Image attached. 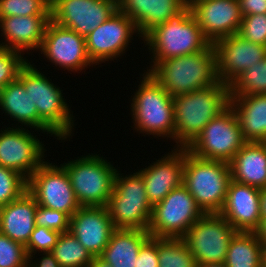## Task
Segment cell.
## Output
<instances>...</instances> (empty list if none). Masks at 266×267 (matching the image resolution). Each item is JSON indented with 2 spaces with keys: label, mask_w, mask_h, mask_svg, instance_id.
Segmentation results:
<instances>
[{
  "label": "cell",
  "mask_w": 266,
  "mask_h": 267,
  "mask_svg": "<svg viewBox=\"0 0 266 267\" xmlns=\"http://www.w3.org/2000/svg\"><path fill=\"white\" fill-rule=\"evenodd\" d=\"M27 191L38 205L64 212L69 217L81 207L61 164L45 161L27 180Z\"/></svg>",
  "instance_id": "7c38bea8"
},
{
  "label": "cell",
  "mask_w": 266,
  "mask_h": 267,
  "mask_svg": "<svg viewBox=\"0 0 266 267\" xmlns=\"http://www.w3.org/2000/svg\"><path fill=\"white\" fill-rule=\"evenodd\" d=\"M237 231L219 213L203 214L182 237L197 264L225 262Z\"/></svg>",
  "instance_id": "8fae6325"
},
{
  "label": "cell",
  "mask_w": 266,
  "mask_h": 267,
  "mask_svg": "<svg viewBox=\"0 0 266 267\" xmlns=\"http://www.w3.org/2000/svg\"><path fill=\"white\" fill-rule=\"evenodd\" d=\"M39 51L47 61L68 72L80 73L89 67H95L87 54L86 38L51 20L46 26Z\"/></svg>",
  "instance_id": "9a60e30c"
},
{
  "label": "cell",
  "mask_w": 266,
  "mask_h": 267,
  "mask_svg": "<svg viewBox=\"0 0 266 267\" xmlns=\"http://www.w3.org/2000/svg\"><path fill=\"white\" fill-rule=\"evenodd\" d=\"M260 213L261 218H266V188L260 189Z\"/></svg>",
  "instance_id": "ee69618b"
},
{
  "label": "cell",
  "mask_w": 266,
  "mask_h": 267,
  "mask_svg": "<svg viewBox=\"0 0 266 267\" xmlns=\"http://www.w3.org/2000/svg\"><path fill=\"white\" fill-rule=\"evenodd\" d=\"M118 171L114 190L106 208L115 229L146 230L152 214V205L147 199L142 175L134 173L122 175Z\"/></svg>",
  "instance_id": "ba28073f"
},
{
  "label": "cell",
  "mask_w": 266,
  "mask_h": 267,
  "mask_svg": "<svg viewBox=\"0 0 266 267\" xmlns=\"http://www.w3.org/2000/svg\"><path fill=\"white\" fill-rule=\"evenodd\" d=\"M50 15L0 17L1 48L17 50L26 54L41 48ZM29 51V52H28Z\"/></svg>",
  "instance_id": "7402d4cb"
},
{
  "label": "cell",
  "mask_w": 266,
  "mask_h": 267,
  "mask_svg": "<svg viewBox=\"0 0 266 267\" xmlns=\"http://www.w3.org/2000/svg\"><path fill=\"white\" fill-rule=\"evenodd\" d=\"M51 0H0V17L50 15Z\"/></svg>",
  "instance_id": "d6a6232c"
},
{
  "label": "cell",
  "mask_w": 266,
  "mask_h": 267,
  "mask_svg": "<svg viewBox=\"0 0 266 267\" xmlns=\"http://www.w3.org/2000/svg\"><path fill=\"white\" fill-rule=\"evenodd\" d=\"M262 265H266V242H262Z\"/></svg>",
  "instance_id": "7dc6e473"
},
{
  "label": "cell",
  "mask_w": 266,
  "mask_h": 267,
  "mask_svg": "<svg viewBox=\"0 0 266 267\" xmlns=\"http://www.w3.org/2000/svg\"><path fill=\"white\" fill-rule=\"evenodd\" d=\"M67 171L80 206H106L119 169L103 155L89 153L61 164Z\"/></svg>",
  "instance_id": "52a82bcc"
},
{
  "label": "cell",
  "mask_w": 266,
  "mask_h": 267,
  "mask_svg": "<svg viewBox=\"0 0 266 267\" xmlns=\"http://www.w3.org/2000/svg\"><path fill=\"white\" fill-rule=\"evenodd\" d=\"M118 9L134 22L140 39L179 12L188 0H118Z\"/></svg>",
  "instance_id": "cb8c5ba5"
},
{
  "label": "cell",
  "mask_w": 266,
  "mask_h": 267,
  "mask_svg": "<svg viewBox=\"0 0 266 267\" xmlns=\"http://www.w3.org/2000/svg\"><path fill=\"white\" fill-rule=\"evenodd\" d=\"M188 4L211 44L238 33L243 18L238 0H188Z\"/></svg>",
  "instance_id": "ac0fdd59"
},
{
  "label": "cell",
  "mask_w": 266,
  "mask_h": 267,
  "mask_svg": "<svg viewBox=\"0 0 266 267\" xmlns=\"http://www.w3.org/2000/svg\"><path fill=\"white\" fill-rule=\"evenodd\" d=\"M260 189L230 180L221 214L237 232H255L261 220Z\"/></svg>",
  "instance_id": "44dd1931"
},
{
  "label": "cell",
  "mask_w": 266,
  "mask_h": 267,
  "mask_svg": "<svg viewBox=\"0 0 266 267\" xmlns=\"http://www.w3.org/2000/svg\"><path fill=\"white\" fill-rule=\"evenodd\" d=\"M231 179L258 189L266 188V145L246 142L229 162Z\"/></svg>",
  "instance_id": "484cf974"
},
{
  "label": "cell",
  "mask_w": 266,
  "mask_h": 267,
  "mask_svg": "<svg viewBox=\"0 0 266 267\" xmlns=\"http://www.w3.org/2000/svg\"><path fill=\"white\" fill-rule=\"evenodd\" d=\"M138 172L142 175L147 199L152 207L160 203L173 189L183 184L184 148L173 147L170 152Z\"/></svg>",
  "instance_id": "d6986e66"
},
{
  "label": "cell",
  "mask_w": 266,
  "mask_h": 267,
  "mask_svg": "<svg viewBox=\"0 0 266 267\" xmlns=\"http://www.w3.org/2000/svg\"><path fill=\"white\" fill-rule=\"evenodd\" d=\"M88 267H112V266L99 256V257H94Z\"/></svg>",
  "instance_id": "f6af8a7d"
},
{
  "label": "cell",
  "mask_w": 266,
  "mask_h": 267,
  "mask_svg": "<svg viewBox=\"0 0 266 267\" xmlns=\"http://www.w3.org/2000/svg\"><path fill=\"white\" fill-rule=\"evenodd\" d=\"M26 127L0 130V165L21 174L26 180L46 161L44 143Z\"/></svg>",
  "instance_id": "5bb4252c"
},
{
  "label": "cell",
  "mask_w": 266,
  "mask_h": 267,
  "mask_svg": "<svg viewBox=\"0 0 266 267\" xmlns=\"http://www.w3.org/2000/svg\"><path fill=\"white\" fill-rule=\"evenodd\" d=\"M41 258H28V263L32 267H60V264L55 259L53 253L49 252H41Z\"/></svg>",
  "instance_id": "b9f144b4"
},
{
  "label": "cell",
  "mask_w": 266,
  "mask_h": 267,
  "mask_svg": "<svg viewBox=\"0 0 266 267\" xmlns=\"http://www.w3.org/2000/svg\"><path fill=\"white\" fill-rule=\"evenodd\" d=\"M196 267H226L225 262L196 264Z\"/></svg>",
  "instance_id": "bcb514c9"
},
{
  "label": "cell",
  "mask_w": 266,
  "mask_h": 267,
  "mask_svg": "<svg viewBox=\"0 0 266 267\" xmlns=\"http://www.w3.org/2000/svg\"><path fill=\"white\" fill-rule=\"evenodd\" d=\"M139 83L130 103L133 130L175 142L173 96L146 71L140 75Z\"/></svg>",
  "instance_id": "277c9868"
},
{
  "label": "cell",
  "mask_w": 266,
  "mask_h": 267,
  "mask_svg": "<svg viewBox=\"0 0 266 267\" xmlns=\"http://www.w3.org/2000/svg\"><path fill=\"white\" fill-rule=\"evenodd\" d=\"M35 223L36 226L47 227L48 229L63 233L69 231L70 217L64 212L38 205Z\"/></svg>",
  "instance_id": "f35d334b"
},
{
  "label": "cell",
  "mask_w": 266,
  "mask_h": 267,
  "mask_svg": "<svg viewBox=\"0 0 266 267\" xmlns=\"http://www.w3.org/2000/svg\"><path fill=\"white\" fill-rule=\"evenodd\" d=\"M135 34L140 37L134 22L118 9L85 37L91 62L96 66L122 57Z\"/></svg>",
  "instance_id": "4fadbf2b"
},
{
  "label": "cell",
  "mask_w": 266,
  "mask_h": 267,
  "mask_svg": "<svg viewBox=\"0 0 266 267\" xmlns=\"http://www.w3.org/2000/svg\"><path fill=\"white\" fill-rule=\"evenodd\" d=\"M29 60L19 72L18 79L36 105L38 116L64 141L73 136L74 119L71 107L64 98L61 87ZM74 117V118H73Z\"/></svg>",
  "instance_id": "5b68a950"
},
{
  "label": "cell",
  "mask_w": 266,
  "mask_h": 267,
  "mask_svg": "<svg viewBox=\"0 0 266 267\" xmlns=\"http://www.w3.org/2000/svg\"><path fill=\"white\" fill-rule=\"evenodd\" d=\"M25 247L0 232V267H26Z\"/></svg>",
  "instance_id": "d590c367"
},
{
  "label": "cell",
  "mask_w": 266,
  "mask_h": 267,
  "mask_svg": "<svg viewBox=\"0 0 266 267\" xmlns=\"http://www.w3.org/2000/svg\"><path fill=\"white\" fill-rule=\"evenodd\" d=\"M148 73L173 97L210 87L219 81L213 44L194 54L157 62Z\"/></svg>",
  "instance_id": "3957f363"
},
{
  "label": "cell",
  "mask_w": 266,
  "mask_h": 267,
  "mask_svg": "<svg viewBox=\"0 0 266 267\" xmlns=\"http://www.w3.org/2000/svg\"><path fill=\"white\" fill-rule=\"evenodd\" d=\"M230 180L228 162L202 159L184 148L183 185L204 214L220 213Z\"/></svg>",
  "instance_id": "8992f818"
},
{
  "label": "cell",
  "mask_w": 266,
  "mask_h": 267,
  "mask_svg": "<svg viewBox=\"0 0 266 267\" xmlns=\"http://www.w3.org/2000/svg\"><path fill=\"white\" fill-rule=\"evenodd\" d=\"M150 237L146 230L115 229L100 257L112 267H135L139 250Z\"/></svg>",
  "instance_id": "83f0119b"
},
{
  "label": "cell",
  "mask_w": 266,
  "mask_h": 267,
  "mask_svg": "<svg viewBox=\"0 0 266 267\" xmlns=\"http://www.w3.org/2000/svg\"><path fill=\"white\" fill-rule=\"evenodd\" d=\"M159 267H196V261L182 238H158Z\"/></svg>",
  "instance_id": "4dcf8cb0"
},
{
  "label": "cell",
  "mask_w": 266,
  "mask_h": 267,
  "mask_svg": "<svg viewBox=\"0 0 266 267\" xmlns=\"http://www.w3.org/2000/svg\"><path fill=\"white\" fill-rule=\"evenodd\" d=\"M61 233L43 226H35L25 246L28 258H36L35 254L52 251Z\"/></svg>",
  "instance_id": "74e56055"
},
{
  "label": "cell",
  "mask_w": 266,
  "mask_h": 267,
  "mask_svg": "<svg viewBox=\"0 0 266 267\" xmlns=\"http://www.w3.org/2000/svg\"><path fill=\"white\" fill-rule=\"evenodd\" d=\"M243 16L266 13V0H238Z\"/></svg>",
  "instance_id": "60d3db41"
},
{
  "label": "cell",
  "mask_w": 266,
  "mask_h": 267,
  "mask_svg": "<svg viewBox=\"0 0 266 267\" xmlns=\"http://www.w3.org/2000/svg\"><path fill=\"white\" fill-rule=\"evenodd\" d=\"M203 214L182 184L152 207L148 232L151 237L182 238Z\"/></svg>",
  "instance_id": "30bf717a"
},
{
  "label": "cell",
  "mask_w": 266,
  "mask_h": 267,
  "mask_svg": "<svg viewBox=\"0 0 266 267\" xmlns=\"http://www.w3.org/2000/svg\"><path fill=\"white\" fill-rule=\"evenodd\" d=\"M37 206L27 190L18 199L1 206L0 232L25 247L36 226Z\"/></svg>",
  "instance_id": "d4e9b609"
},
{
  "label": "cell",
  "mask_w": 266,
  "mask_h": 267,
  "mask_svg": "<svg viewBox=\"0 0 266 267\" xmlns=\"http://www.w3.org/2000/svg\"><path fill=\"white\" fill-rule=\"evenodd\" d=\"M143 42L151 55L148 72L157 62L190 55L207 49L211 42L205 37L187 3L179 12L171 16L167 22L151 30ZM152 53V54H151Z\"/></svg>",
  "instance_id": "7a4b0ae2"
},
{
  "label": "cell",
  "mask_w": 266,
  "mask_h": 267,
  "mask_svg": "<svg viewBox=\"0 0 266 267\" xmlns=\"http://www.w3.org/2000/svg\"><path fill=\"white\" fill-rule=\"evenodd\" d=\"M229 105L247 142L266 141V94L230 96Z\"/></svg>",
  "instance_id": "4316f807"
},
{
  "label": "cell",
  "mask_w": 266,
  "mask_h": 267,
  "mask_svg": "<svg viewBox=\"0 0 266 267\" xmlns=\"http://www.w3.org/2000/svg\"><path fill=\"white\" fill-rule=\"evenodd\" d=\"M230 96L266 94V57L245 70L229 85Z\"/></svg>",
  "instance_id": "1f68e13d"
},
{
  "label": "cell",
  "mask_w": 266,
  "mask_h": 267,
  "mask_svg": "<svg viewBox=\"0 0 266 267\" xmlns=\"http://www.w3.org/2000/svg\"><path fill=\"white\" fill-rule=\"evenodd\" d=\"M115 230L106 206H81L71 217L69 231L93 257H99Z\"/></svg>",
  "instance_id": "ffe728a7"
},
{
  "label": "cell",
  "mask_w": 266,
  "mask_h": 267,
  "mask_svg": "<svg viewBox=\"0 0 266 267\" xmlns=\"http://www.w3.org/2000/svg\"><path fill=\"white\" fill-rule=\"evenodd\" d=\"M27 190V180L18 172L0 165V207L18 199Z\"/></svg>",
  "instance_id": "836d02e7"
},
{
  "label": "cell",
  "mask_w": 266,
  "mask_h": 267,
  "mask_svg": "<svg viewBox=\"0 0 266 267\" xmlns=\"http://www.w3.org/2000/svg\"><path fill=\"white\" fill-rule=\"evenodd\" d=\"M226 267H263L262 242L254 232H237L230 240Z\"/></svg>",
  "instance_id": "f1b7e54d"
},
{
  "label": "cell",
  "mask_w": 266,
  "mask_h": 267,
  "mask_svg": "<svg viewBox=\"0 0 266 267\" xmlns=\"http://www.w3.org/2000/svg\"><path fill=\"white\" fill-rule=\"evenodd\" d=\"M135 267H159L157 237H150L142 245Z\"/></svg>",
  "instance_id": "ab89813d"
},
{
  "label": "cell",
  "mask_w": 266,
  "mask_h": 267,
  "mask_svg": "<svg viewBox=\"0 0 266 267\" xmlns=\"http://www.w3.org/2000/svg\"><path fill=\"white\" fill-rule=\"evenodd\" d=\"M25 53L0 47V90L18 78L22 67L28 62Z\"/></svg>",
  "instance_id": "e575fe53"
},
{
  "label": "cell",
  "mask_w": 266,
  "mask_h": 267,
  "mask_svg": "<svg viewBox=\"0 0 266 267\" xmlns=\"http://www.w3.org/2000/svg\"><path fill=\"white\" fill-rule=\"evenodd\" d=\"M51 252L60 267H88L94 258L70 231L59 235Z\"/></svg>",
  "instance_id": "f546056e"
},
{
  "label": "cell",
  "mask_w": 266,
  "mask_h": 267,
  "mask_svg": "<svg viewBox=\"0 0 266 267\" xmlns=\"http://www.w3.org/2000/svg\"><path fill=\"white\" fill-rule=\"evenodd\" d=\"M118 10L116 0H51L54 23L86 37Z\"/></svg>",
  "instance_id": "2e32d148"
},
{
  "label": "cell",
  "mask_w": 266,
  "mask_h": 267,
  "mask_svg": "<svg viewBox=\"0 0 266 267\" xmlns=\"http://www.w3.org/2000/svg\"><path fill=\"white\" fill-rule=\"evenodd\" d=\"M246 142L229 105L204 127L186 150L202 159L229 163Z\"/></svg>",
  "instance_id": "9c48e42d"
},
{
  "label": "cell",
  "mask_w": 266,
  "mask_h": 267,
  "mask_svg": "<svg viewBox=\"0 0 266 267\" xmlns=\"http://www.w3.org/2000/svg\"><path fill=\"white\" fill-rule=\"evenodd\" d=\"M237 34L246 41L266 46V13L243 16Z\"/></svg>",
  "instance_id": "8d00e7d4"
},
{
  "label": "cell",
  "mask_w": 266,
  "mask_h": 267,
  "mask_svg": "<svg viewBox=\"0 0 266 267\" xmlns=\"http://www.w3.org/2000/svg\"><path fill=\"white\" fill-rule=\"evenodd\" d=\"M217 79L230 85L245 70L266 57V46L246 41L238 34L213 43Z\"/></svg>",
  "instance_id": "e0dca14e"
},
{
  "label": "cell",
  "mask_w": 266,
  "mask_h": 267,
  "mask_svg": "<svg viewBox=\"0 0 266 267\" xmlns=\"http://www.w3.org/2000/svg\"><path fill=\"white\" fill-rule=\"evenodd\" d=\"M229 86L214 85L173 97L175 145L186 148L204 127L229 106Z\"/></svg>",
  "instance_id": "6da1fadb"
},
{
  "label": "cell",
  "mask_w": 266,
  "mask_h": 267,
  "mask_svg": "<svg viewBox=\"0 0 266 267\" xmlns=\"http://www.w3.org/2000/svg\"><path fill=\"white\" fill-rule=\"evenodd\" d=\"M0 109L11 121L13 119L14 122H18L15 127L26 126L35 129V132H46L62 142V139L38 116L36 105L18 78L0 90Z\"/></svg>",
  "instance_id": "603a6c76"
},
{
  "label": "cell",
  "mask_w": 266,
  "mask_h": 267,
  "mask_svg": "<svg viewBox=\"0 0 266 267\" xmlns=\"http://www.w3.org/2000/svg\"><path fill=\"white\" fill-rule=\"evenodd\" d=\"M254 233L261 242H266V218H261L260 224Z\"/></svg>",
  "instance_id": "7bdbcfd3"
}]
</instances>
